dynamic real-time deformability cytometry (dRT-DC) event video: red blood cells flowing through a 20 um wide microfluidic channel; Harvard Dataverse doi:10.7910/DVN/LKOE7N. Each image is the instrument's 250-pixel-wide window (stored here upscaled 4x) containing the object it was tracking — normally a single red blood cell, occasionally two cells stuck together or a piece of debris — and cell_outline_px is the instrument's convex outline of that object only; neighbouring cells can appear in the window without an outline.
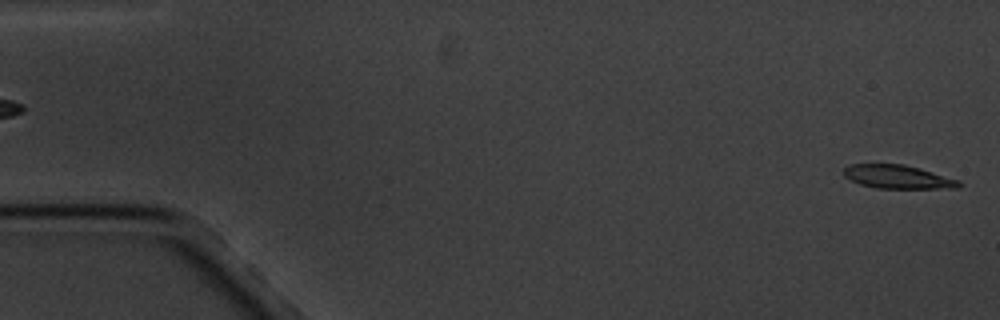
{"species": "common noctule bat (a hibernating species)", "species_latin": "Nyctalus noctula", "temperature_condition": "cold", "stored_images_in_passage": 6, "segment_of_instrument_passage": [2, 2], "camera_frame_rate_fps": 3000, "um_per_image_px": 0.085, "animal": {"sex": "male", "body_mass_g": 20.1, "forearm_length_mm": 53.5}, "frame": {"image": 1, "passage_image": 6, "time_ms": 5.667, "image_size_px": [1000, 320], "cell_outline_px": [[964, 184], [960, 188], [876, 188], [860, 184], [844, 176], [844, 168], [848, 164], [904, 164], [960, 180]], "centroid_in_image_um": [76.34, 15.03], "position_along_channel_um": 8.7, "area_um2": 15.78}}